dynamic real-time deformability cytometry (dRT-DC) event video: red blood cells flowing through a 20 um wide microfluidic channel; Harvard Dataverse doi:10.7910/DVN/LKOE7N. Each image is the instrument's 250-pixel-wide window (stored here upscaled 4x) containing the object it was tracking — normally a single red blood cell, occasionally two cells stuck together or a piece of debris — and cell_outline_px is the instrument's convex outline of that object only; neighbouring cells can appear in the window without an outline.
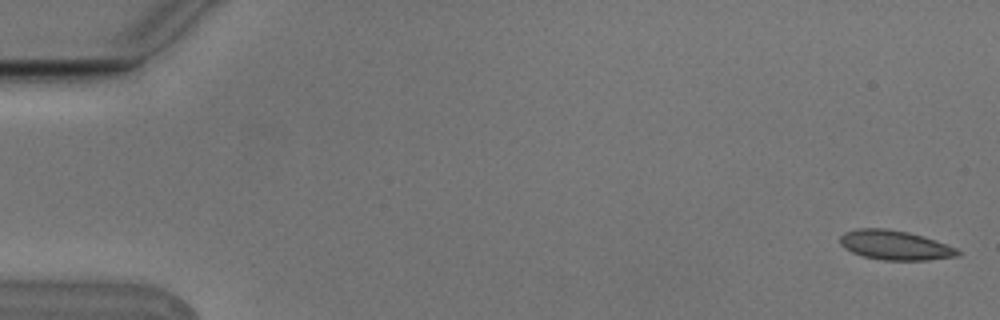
{"species": "Egyptian fruit bat (a non-hibernating species)", "species_latin": "Rousettus aegyptiacus", "temperature_condition": "cold", "stored_images_in_passage": 4, "camera_frame_rate_fps": 3000, "um_per_image_px": 0.085, "animal": {"sex": "male"}, "frame": {"image": 1, "passage_image": 1, "time_ms": 0.0, "image_size_px": [1000, 320], "cell_outline_px": [[960, 256], [928, 260], [884, 260], [864, 256], [852, 252], [844, 248], [840, 244], [840, 236], [844, 232], [856, 228], [888, 228], [908, 232], [924, 236], [956, 248], [960, 252]], "centroid_in_image_um": [76.06, 20.83], "position_along_channel_um": 8.9, "area_um2": 20.29}}